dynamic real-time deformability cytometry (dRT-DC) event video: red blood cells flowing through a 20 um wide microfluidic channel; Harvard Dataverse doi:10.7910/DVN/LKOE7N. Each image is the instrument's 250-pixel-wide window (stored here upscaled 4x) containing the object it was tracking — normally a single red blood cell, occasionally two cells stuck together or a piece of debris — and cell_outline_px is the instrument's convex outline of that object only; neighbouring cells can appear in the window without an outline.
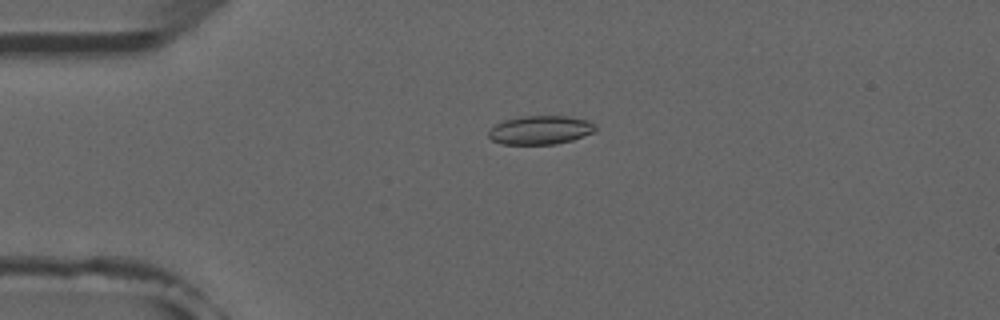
{"species": "common noctule bat (a hibernating species)", "species_latin": "Nyctalus noctula", "temperature_condition": "room temperature", "stored_images_in_passage": 52, "camera_frame_rate_fps": 3000, "um_per_image_px": 0.085, "animal": {"sex": "male", "forearm_length_mm": 52.5}, "frame": {"image": 1, "passage_image": 12, "time_ms": 3.667, "image_size_px": [1000, 320], "cell_outline_px": [[596, 128], [592, 132], [572, 140], [556, 144], [500, 144], [492, 140], [488, 136], [488, 132], [496, 124], [504, 120], [524, 116], [568, 116], [588, 120], [596, 124]], "centroid_in_image_um": [45.92, 11.05], "position_along_channel_um": 39.1, "area_um2": 17.8}}
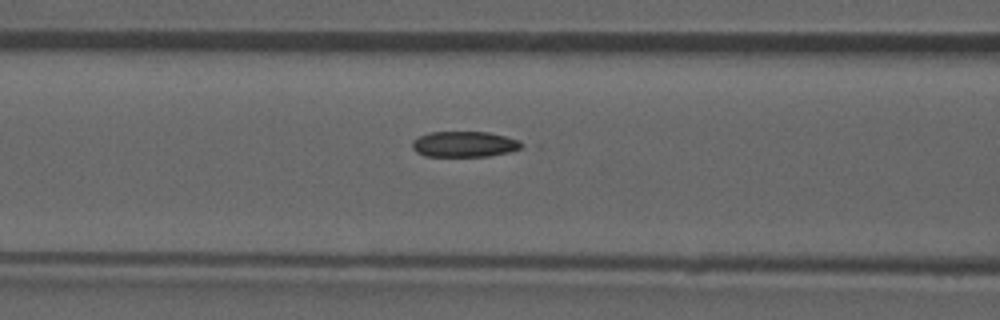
{"frame": {"image": 2, "passage_image": 21, "time_ms": 6.667, "image_size_px": [1000, 320], "cell_outline_px": [[528, 144], [520, 148], [508, 152], [488, 156], [424, 156], [416, 152], [412, 148], [412, 140], [428, 132], [488, 132], [520, 140]], "centroid_in_image_um": [39.48, 12.25], "position_along_channel_um": 127.1, "area_um2": 16.47}}
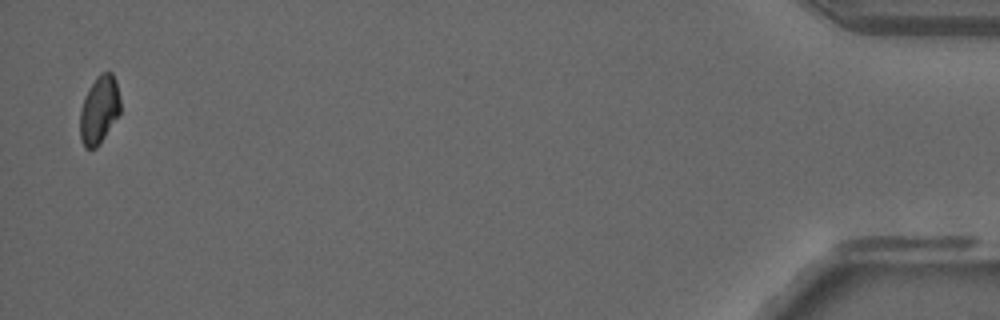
{"frame": {"image": 3, "passage_image": 51, "time_ms": 16.667, "image_size_px": [1000, 320], "cell_outline_px": [[120, 112], [96, 148], [84, 148], [80, 140], [80, 112], [84, 96], [88, 88], [96, 76], [104, 72], [112, 72], [116, 80], [120, 100]], "centroid_in_image_um": [8.41, 9.31], "position_along_channel_um": 426.8, "area_um2": 15.9}}